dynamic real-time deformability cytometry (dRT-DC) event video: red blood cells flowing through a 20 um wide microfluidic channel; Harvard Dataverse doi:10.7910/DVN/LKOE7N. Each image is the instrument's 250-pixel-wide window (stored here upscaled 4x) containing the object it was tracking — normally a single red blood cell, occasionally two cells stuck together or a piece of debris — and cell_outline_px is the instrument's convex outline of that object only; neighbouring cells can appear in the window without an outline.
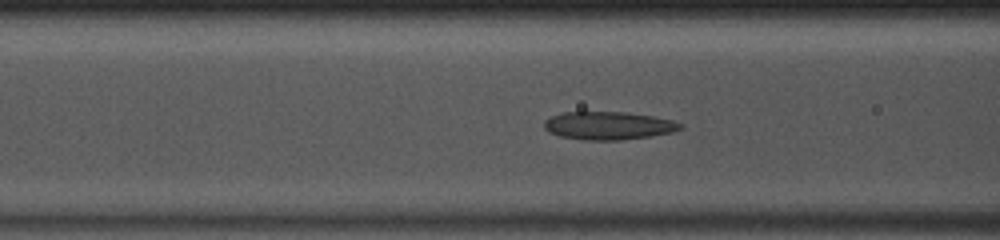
{"species": "common noctule bat (a hibernating species)", "species_latin": "Nyctalus noctula", "temperature_condition": "room temperature", "stored_images_in_passage": 37, "camera_frame_rate_fps": 3000, "um_per_image_px": 0.085, "animal": {"sex": "male", "body_mass_g": 13.0, "forearm_length_mm": 53.1}, "frame": {"image": 1, "passage_image": 8, "time_ms": 2.333, "image_size_px": [1000, 240], "cell_outline_px": [[684, 128], [672, 132], [652, 136], [620, 140], [588, 140], [560, 136], [548, 132], [544, 128], [544, 120], [552, 116], [564, 112], [624, 112], [652, 116], [672, 120], [684, 124]], "centroid_in_image_um": [51.74, 10.68], "position_along_channel_um": 114.9, "area_um2": 22.25}}
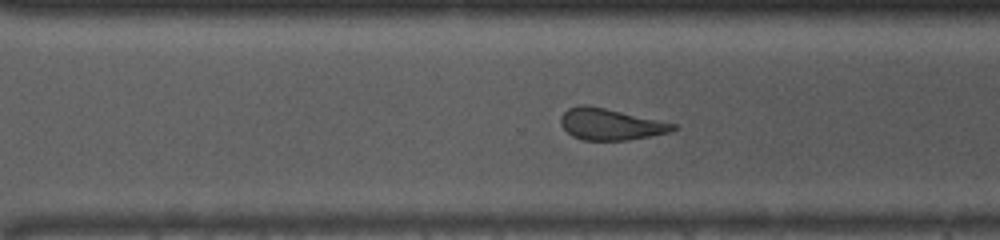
{"frame": {"image": 2, "passage_image": 23, "time_ms": 7.333, "image_size_px": [1000, 240], "cell_outline_px": [[676, 128], [672, 132], [628, 140], [584, 140], [572, 136], [560, 124], [560, 116], [568, 108], [580, 104], [588, 104], [676, 124]], "centroid_in_image_um": [51.86, 10.55], "position_along_channel_um": 318.7, "area_um2": 20.58}}
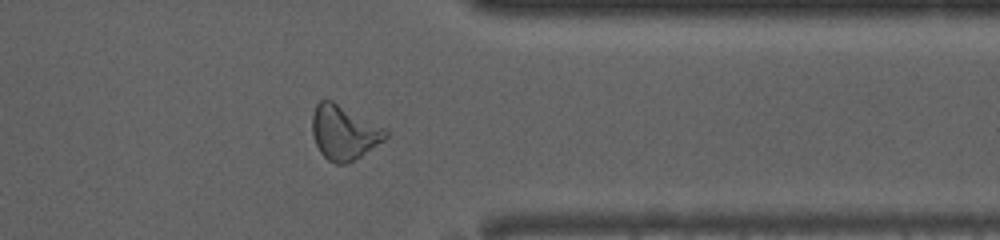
{"frame": {"image": 3, "passage_image": 28, "time_ms": 9.0, "image_size_px": [1000, 240], "cell_outline_px": [[388, 136], [384, 140], [360, 156], [344, 164], [336, 164], [328, 160], [320, 152], [316, 144], [312, 132], [312, 116], [316, 104], [320, 100], [332, 100], [384, 128], [388, 132]], "centroid_in_image_um": [29.21, 11.25], "position_along_channel_um": 382.2, "area_um2": 22.89}, "authors_computed_cell_mechanics": {"area_um2": 22.253, "velocity_mm_per_s": 4.0726, "shape_relaxation_time_tau1_ms": null, "shape_relaxation_time_tau2_ms": 1.6178, "deformation_change_tau1": null, "deformation_change_tau2": 0.0938}}